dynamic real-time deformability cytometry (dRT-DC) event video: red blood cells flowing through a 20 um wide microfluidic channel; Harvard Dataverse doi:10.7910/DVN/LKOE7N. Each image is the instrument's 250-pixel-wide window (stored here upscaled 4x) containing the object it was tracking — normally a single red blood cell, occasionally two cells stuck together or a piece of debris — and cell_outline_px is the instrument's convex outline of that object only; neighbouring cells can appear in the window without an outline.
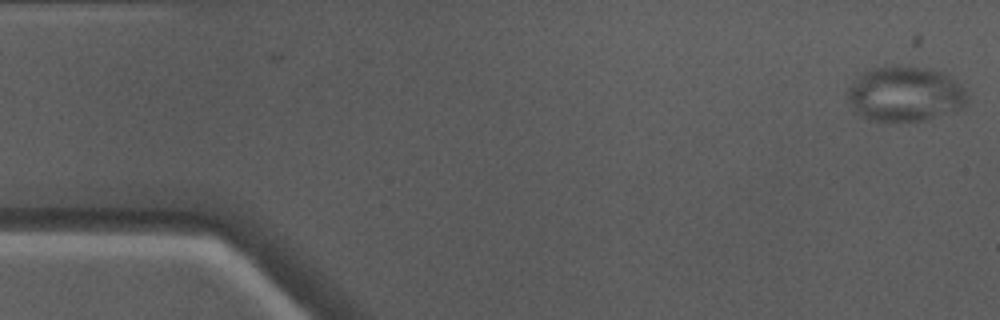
{"species": "Egyptian fruit bat (a non-hibernating species)", "species_latin": "Rousettus aegyptiacus", "temperature_condition": "warm", "stored_images_in_passage": 2, "camera_frame_rate_fps": 3000, "um_per_image_px": 0.085, "animal": {"sex": "male"}, "frame": {"image": 1, "passage_image": 2, "time_ms": 0.333, "image_size_px": [1000, 320], "cell_outline_px": [[968, 100], [960, 108], [924, 120], [872, 120], [860, 116], [856, 112], [848, 100], [848, 88], [852, 80], [864, 68], [892, 64], [908, 64], [932, 68], [944, 72], [968, 96]], "centroid_in_image_um": [76.84, 7.91], "position_along_channel_um": 8.2, "area_um2": 38.73}}